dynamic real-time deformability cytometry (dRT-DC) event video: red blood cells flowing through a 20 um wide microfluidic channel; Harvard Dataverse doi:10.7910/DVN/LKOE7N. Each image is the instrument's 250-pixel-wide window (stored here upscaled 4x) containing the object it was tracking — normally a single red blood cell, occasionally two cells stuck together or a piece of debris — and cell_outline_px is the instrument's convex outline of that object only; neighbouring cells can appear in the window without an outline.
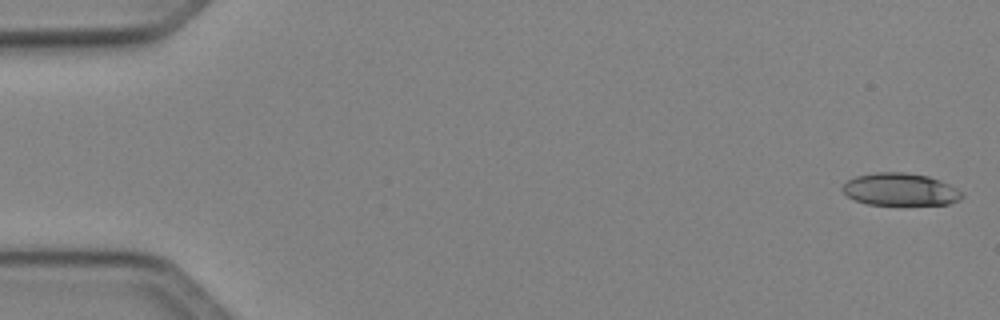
{"species": "Egyptian fruit bat (a non-hibernating species)", "species_latin": "Rousettus aegyptiacus", "temperature_condition": "cold", "stored_images_in_passage": 50, "camera_frame_rate_fps": 3000, "um_per_image_px": 0.085, "animal": {"sex": "female"}, "frame": {"image": 1, "passage_image": 1, "time_ms": 0.0, "image_size_px": [1000, 320], "cell_outline_px": [[964, 196], [960, 200], [948, 204], [868, 204], [856, 200], [848, 196], [840, 188], [848, 180], [856, 176], [876, 172], [904, 172], [928, 176], [940, 180], [964, 192]], "centroid_in_image_um": [76.54, 16.09], "position_along_channel_um": 8.5, "area_um2": 22.48}}
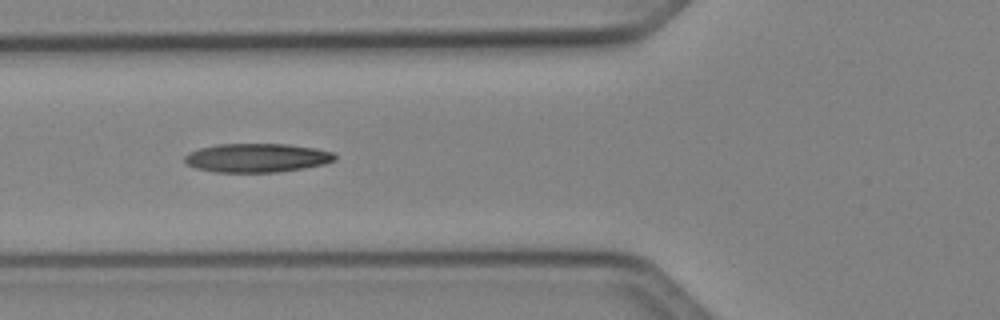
{"frame": {"image": 2, "passage_image": 19, "time_ms": 6.0, "image_size_px": [1000, 320], "cell_outline_px": [[336, 160], [324, 164], [304, 168], [276, 172], [216, 172], [196, 168], [184, 164], [184, 156], [188, 152], [200, 148], [216, 144], [288, 144], [316, 148], [332, 152], [336, 156]], "centroid_in_image_um": [21.81, 13.41], "position_along_channel_um": 104.0, "area_um2": 25.37}}
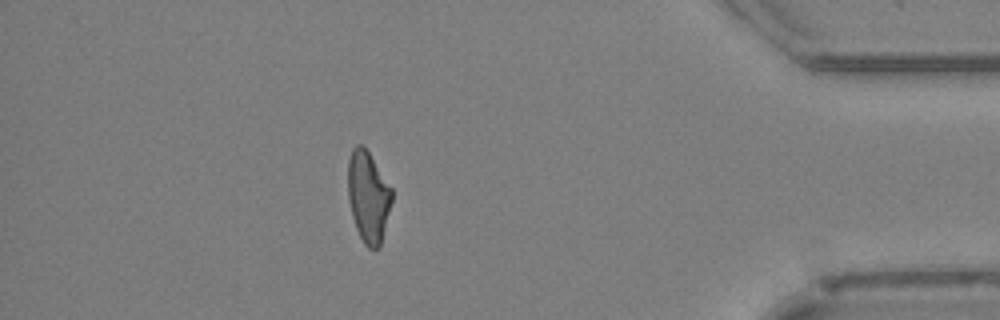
{"frame": {"image": 3, "passage_image": 44, "time_ms": 14.333, "image_size_px": [1000, 320], "cell_outline_px": [[392, 200], [380, 244], [376, 248], [368, 248], [364, 244], [356, 228], [352, 216], [348, 200], [348, 160], [352, 148], [356, 144], [360, 144], [368, 152], [392, 188]], "centroid_in_image_um": [31.28, 16.7], "position_along_channel_um": 403.9, "area_um2": 23.0}, "authors_computed_cell_mechanics": {"area_um2": 24.1026, "velocity_mm_per_s": 4.1048, "shape_relaxation_time_tau1_ms": 10.9579, "shape_relaxation_time_tau2_ms": 4.3173, "deformation_change_tau1": 0.2578, "deformation_change_tau2": 0.1461}}